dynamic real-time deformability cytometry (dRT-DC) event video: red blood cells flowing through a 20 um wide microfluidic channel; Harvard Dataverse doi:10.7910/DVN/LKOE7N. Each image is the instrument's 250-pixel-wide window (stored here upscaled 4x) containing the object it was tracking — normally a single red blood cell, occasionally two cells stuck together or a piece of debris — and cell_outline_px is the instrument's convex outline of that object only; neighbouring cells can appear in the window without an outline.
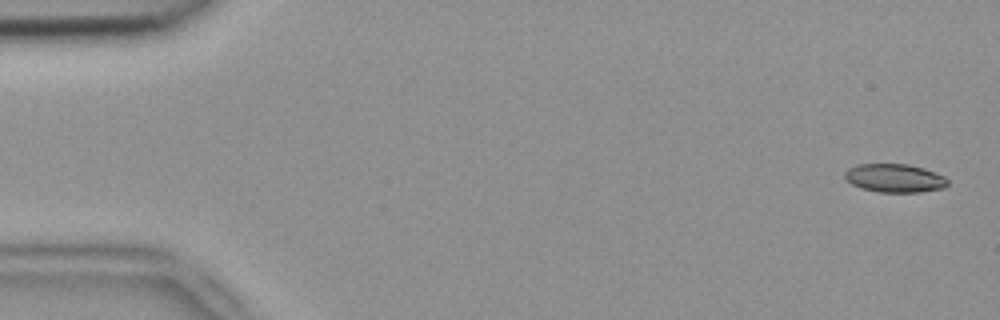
{"species": "common noctule bat (a hibernating species)", "species_latin": "Nyctalus noctula", "temperature_condition": "room temperature", "stored_images_in_passage": 6, "camera_frame_rate_fps": 3000, "um_per_image_px": 0.085, "animal": {"sex": "female", "body_mass_g": 18.4}, "frame": {"image": 1, "passage_image": 1, "time_ms": 0.0, "image_size_px": [1000, 320], "cell_outline_px": [[948, 184], [944, 188], [920, 192], [880, 192], [860, 188], [844, 180], [844, 172], [848, 168], [856, 164], [908, 164], [924, 168], [936, 172], [944, 176], [948, 180]], "centroid_in_image_um": [76.03, 15.14], "position_along_channel_um": 9.0, "area_um2": 17.28}}